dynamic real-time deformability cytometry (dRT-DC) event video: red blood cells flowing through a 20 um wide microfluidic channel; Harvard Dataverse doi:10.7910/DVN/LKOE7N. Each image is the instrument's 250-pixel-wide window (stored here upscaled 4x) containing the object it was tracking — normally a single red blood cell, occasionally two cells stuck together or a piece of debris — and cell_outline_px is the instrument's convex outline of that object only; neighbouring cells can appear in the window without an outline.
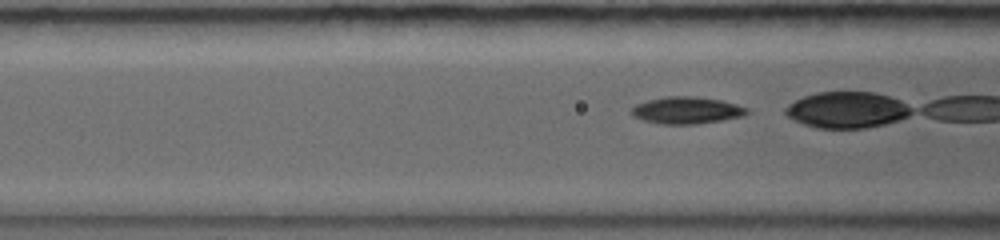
{"species": "common noctule bat (a hibernating species)", "species_latin": "Nyctalus noctula", "temperature_condition": "warm", "stored_images_in_passage": 46, "camera_frame_rate_fps": 5000, "um_per_image_px": 0.085, "animal": {"sex": "female", "body_mass_g": 19.0, "forearm_length_mm": 56.7}, "frame": {"image": 1, "passage_image": 7, "time_ms": 1.2, "image_size_px": [1000, 240], "cell_outline_px": [[748, 112], [744, 116], [696, 124], [664, 124], [644, 120], [632, 116], [628, 112], [636, 104], [648, 100], [664, 96], [696, 96], [720, 100], [736, 104], [748, 108]], "centroid_in_image_um": [58.34, 9.37], "position_along_channel_um": 108.3, "area_um2": 18.15}}
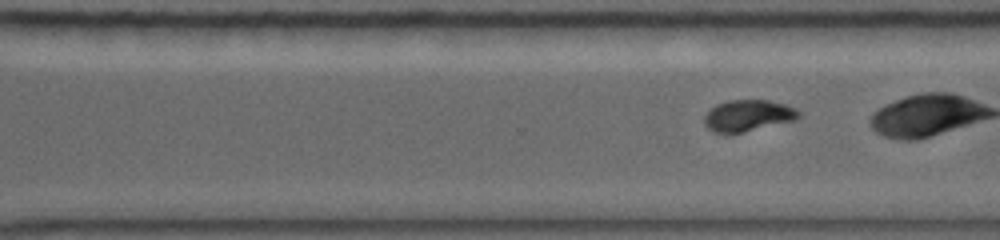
{"frame": {"image": 2, "passage_image": 33, "time_ms": 6.4, "image_size_px": [1000, 240], "cell_outline_px": [[800, 116], [796, 120], [740, 132], [716, 132], [708, 128], [704, 124], [704, 116], [716, 104], [728, 100], [768, 100], [784, 104], [796, 108], [800, 112]], "centroid_in_image_um": [63.6, 9.8], "position_along_channel_um": 307.0, "area_um2": 16.99}}